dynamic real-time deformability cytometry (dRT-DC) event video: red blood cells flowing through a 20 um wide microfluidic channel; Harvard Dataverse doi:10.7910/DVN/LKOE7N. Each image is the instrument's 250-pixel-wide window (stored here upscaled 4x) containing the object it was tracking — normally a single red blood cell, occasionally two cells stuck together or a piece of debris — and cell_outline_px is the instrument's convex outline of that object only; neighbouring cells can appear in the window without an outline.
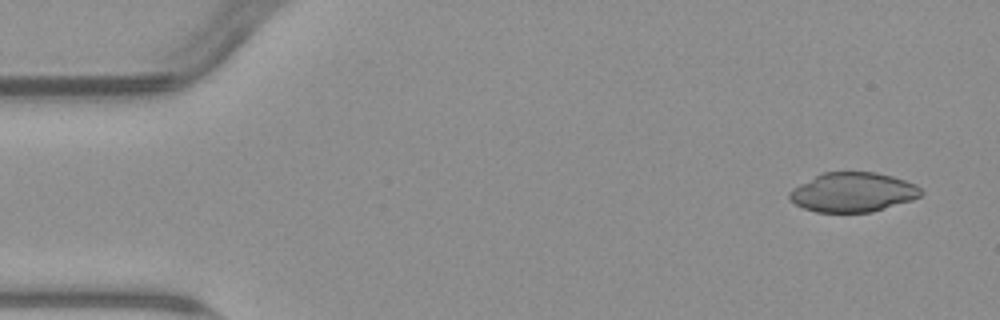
{"species": "common noctule bat (a hibernating species)", "species_latin": "Nyctalus noctula", "temperature_condition": "warm", "stored_images_in_passage": 5, "camera_frame_rate_fps": 3000, "um_per_image_px": 0.085, "animal": {"sex": "male", "body_mass_g": 23.1, "forearm_length_mm": 52.7}, "frame": {"image": 1, "passage_image": 1, "time_ms": 0.0, "image_size_px": [1000, 320], "cell_outline_px": [[924, 192], [920, 196], [912, 200], [872, 212], [816, 212], [804, 208], [796, 204], [788, 196], [788, 192], [792, 188], [824, 172], [876, 172], [892, 176], [916, 184]], "centroid_in_image_um": [72.51, 16.34], "position_along_channel_um": 12.5, "area_um2": 30.11}}